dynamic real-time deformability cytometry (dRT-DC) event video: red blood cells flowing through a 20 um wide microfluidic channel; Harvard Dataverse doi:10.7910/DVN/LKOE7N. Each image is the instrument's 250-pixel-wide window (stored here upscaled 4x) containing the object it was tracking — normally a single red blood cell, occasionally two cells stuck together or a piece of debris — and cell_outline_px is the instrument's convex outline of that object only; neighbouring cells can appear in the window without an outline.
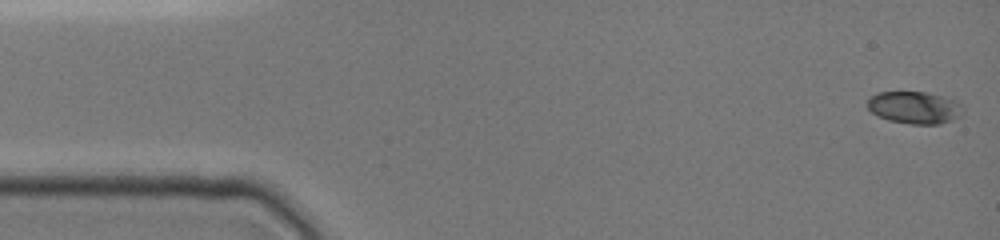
{"species": "common noctule bat (a hibernating species)", "species_latin": "Nyctalus noctula", "temperature_condition": "cold", "stored_images_in_passage": 7, "camera_frame_rate_fps": 3000, "um_per_image_px": 0.085, "animal": {"sex": "female", "body_mass_g": 19.0, "forearm_length_mm": 51.5}, "frame": {"image": 1, "passage_image": 1, "time_ms": 0.0, "image_size_px": [1000, 240], "cell_outline_px": [[964, 112], [960, 116], [952, 120], [940, 124], [908, 124], [888, 120], [872, 112], [868, 108], [868, 100], [876, 92], [924, 92], [956, 100]], "centroid_in_image_um": [77.73, 9.15], "position_along_channel_um": 7.3, "area_um2": 17.8}}
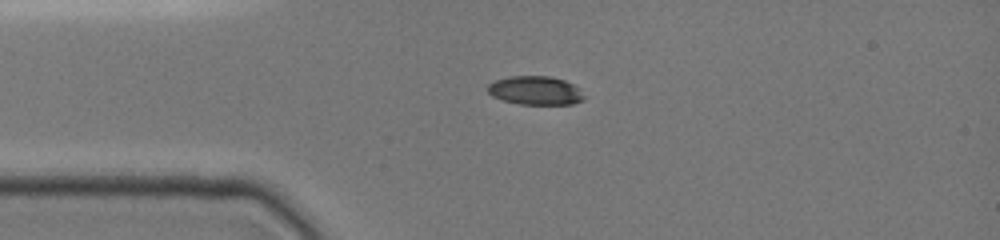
{"frame": {"image": 2, "passage_image": 5, "time_ms": 3.333, "image_size_px": [1000, 240], "cell_outline_px": [[584, 100], [572, 104], [520, 104], [504, 100], [492, 96], [488, 92], [488, 84], [496, 80], [508, 76], [552, 76], [564, 80], [580, 88], [584, 96]], "centroid_in_image_um": [45.53, 7.68], "position_along_channel_um": 39.5, "area_um2": 16.13}}
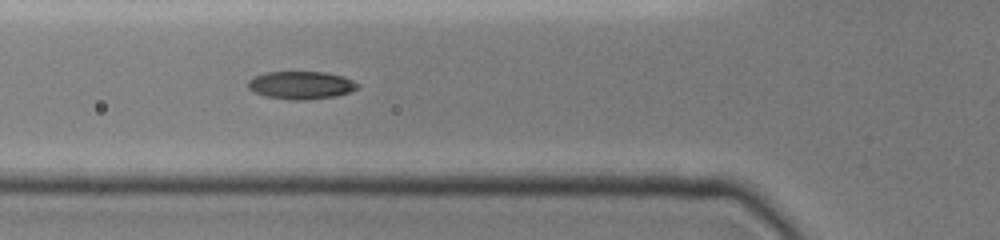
{"frame": {"image": 3, "passage_image": 7, "time_ms": 5.333, "image_size_px": [1000, 240], "cell_outline_px": [[360, 88], [336, 96], [304, 100], [288, 100], [264, 96], [252, 92], [248, 88], [248, 80], [264, 72], [324, 72], [344, 76], [360, 84]], "centroid_in_image_um": [25.58, 7.24], "position_along_channel_um": 100.2, "area_um2": 17.98}}